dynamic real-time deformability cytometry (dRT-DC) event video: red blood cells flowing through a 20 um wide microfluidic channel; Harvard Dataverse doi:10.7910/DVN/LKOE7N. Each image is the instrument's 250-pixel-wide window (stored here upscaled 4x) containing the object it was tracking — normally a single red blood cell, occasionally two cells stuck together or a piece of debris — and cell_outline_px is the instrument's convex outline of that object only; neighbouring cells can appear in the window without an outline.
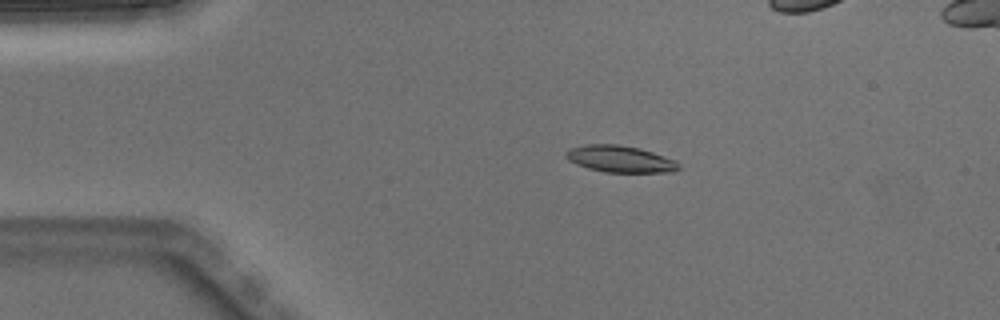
{"species": "Egyptian fruit bat (a non-hibernating species)", "species_latin": "Rousettus aegyptiacus", "temperature_condition": "warm", "stored_images_in_passage": 5, "camera_frame_rate_fps": 3000, "um_per_image_px": 0.085, "animal": {"sex": "male"}, "frame": {"image": 1, "passage_image": 3, "time_ms": 0.667, "image_size_px": [1000, 320], "cell_outline_px": [[680, 168], [676, 172], [604, 172], [588, 168], [576, 164], [568, 160], [564, 156], [564, 152], [568, 148], [588, 144], [620, 144], [640, 148], [676, 160], [680, 164]], "centroid_in_image_um": [52.7, 13.51], "position_along_channel_um": 32.3, "area_um2": 17.8}}